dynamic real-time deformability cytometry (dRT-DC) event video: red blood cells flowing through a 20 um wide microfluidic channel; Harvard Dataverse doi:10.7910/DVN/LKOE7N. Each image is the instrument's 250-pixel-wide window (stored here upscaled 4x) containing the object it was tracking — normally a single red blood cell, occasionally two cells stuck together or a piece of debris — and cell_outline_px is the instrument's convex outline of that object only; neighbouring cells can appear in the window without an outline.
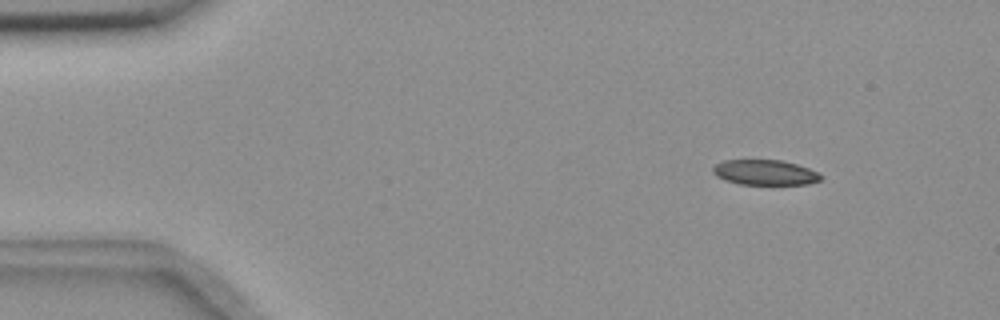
{"species": "common noctule bat (a hibernating species)", "species_latin": "Nyctalus noctula", "temperature_condition": "room temperature", "stored_images_in_passage": 3, "camera_frame_rate_fps": 3000, "um_per_image_px": 0.085, "animal": {"sex": "female", "body_mass_g": 18.4}, "frame": {"image": 1, "passage_image": 1, "time_ms": 0.0, "image_size_px": [1000, 320], "cell_outline_px": [[824, 176], [820, 180], [808, 184], [740, 184], [724, 180], [716, 176], [712, 172], [712, 168], [716, 164], [724, 160], [780, 160], [796, 164], [820, 172]], "centroid_in_image_um": [65.03, 14.66], "position_along_channel_um": 20.0, "area_um2": 15.9}}